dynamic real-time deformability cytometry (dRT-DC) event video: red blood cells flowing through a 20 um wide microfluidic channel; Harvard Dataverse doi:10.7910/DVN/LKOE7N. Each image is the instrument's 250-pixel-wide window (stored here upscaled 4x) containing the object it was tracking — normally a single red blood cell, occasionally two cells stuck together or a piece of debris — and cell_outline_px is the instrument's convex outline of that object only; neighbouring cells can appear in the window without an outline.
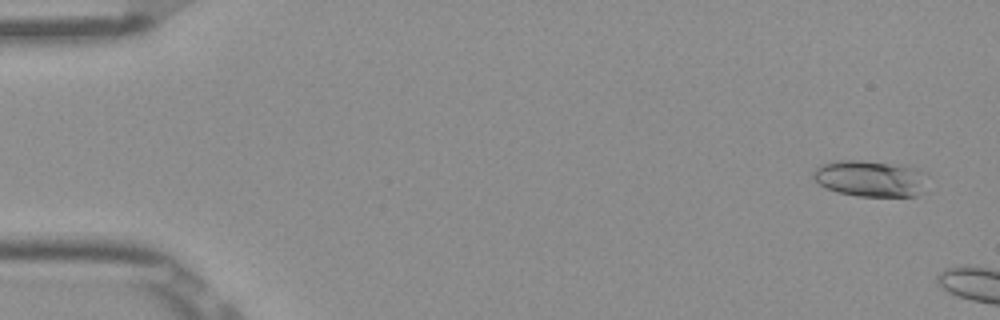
{"species": "Egyptian fruit bat (a non-hibernating species)", "species_latin": "Rousettus aegyptiacus", "temperature_condition": "room temperature", "stored_images_in_passage": 13, "camera_frame_rate_fps": 3000, "um_per_image_px": 0.085, "frame": {"image": 1, "passage_image": 3, "time_ms": 0.667, "image_size_px": [1000, 320], "cell_outline_px": [[924, 192], [916, 196], [856, 196], [836, 192], [820, 184], [812, 176], [816, 168], [820, 164], [836, 160], [860, 160], [908, 164], [920, 168], [924, 172]], "centroid_in_image_um": [74.02, 15.15], "position_along_channel_um": 11.0, "area_um2": 24.62}}